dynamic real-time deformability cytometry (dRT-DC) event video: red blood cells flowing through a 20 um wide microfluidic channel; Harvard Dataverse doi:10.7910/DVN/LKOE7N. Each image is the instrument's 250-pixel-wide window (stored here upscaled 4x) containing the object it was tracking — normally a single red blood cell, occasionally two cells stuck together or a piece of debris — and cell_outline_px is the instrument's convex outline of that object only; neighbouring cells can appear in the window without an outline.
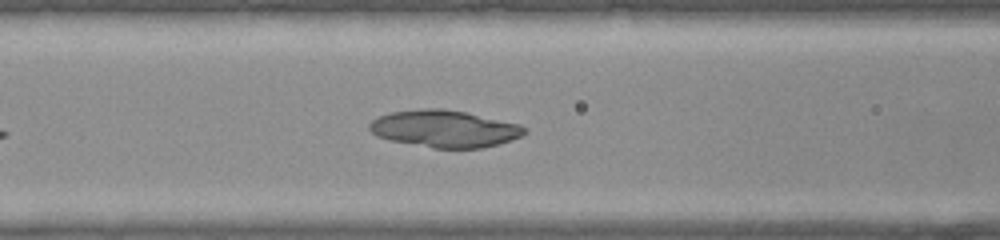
{"species": "common noctule bat (a hibernating species)", "species_latin": "Nyctalus noctula", "temperature_condition": "warm", "stored_images_in_passage": 30, "camera_frame_rate_fps": 3000, "um_per_image_px": 0.085, "animal": {"sex": "female", "body_mass_g": 22.0, "forearm_length_mm": 56.7}, "frame": {"image": 1, "passage_image": 9, "time_ms": 2.667, "image_size_px": [1000, 240], "cell_outline_px": [[528, 132], [512, 140], [500, 144], [480, 148], [432, 148], [388, 140], [376, 136], [368, 128], [368, 124], [372, 120], [380, 116], [392, 112], [424, 108], [440, 108], [464, 112], [520, 124], [528, 128]], "centroid_in_image_um": [37.79, 10.95], "position_along_channel_um": 128.8, "area_um2": 33.58}}
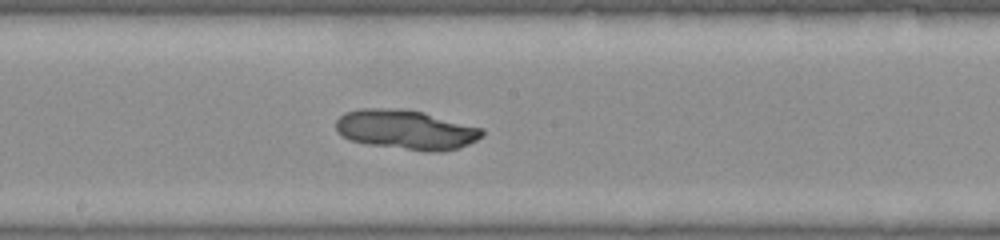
{"frame": {"image": 2, "passage_image": 14, "time_ms": 4.333, "image_size_px": [1000, 240], "cell_outline_px": [[484, 136], [468, 144], [456, 148], [440, 152], [428, 152], [364, 144], [348, 140], [340, 136], [336, 132], [336, 120], [344, 112], [360, 108], [396, 108], [424, 112], [484, 128]], "centroid_in_image_um": [34.48, 11.02], "position_along_channel_um": 213.7, "area_um2": 34.28}}
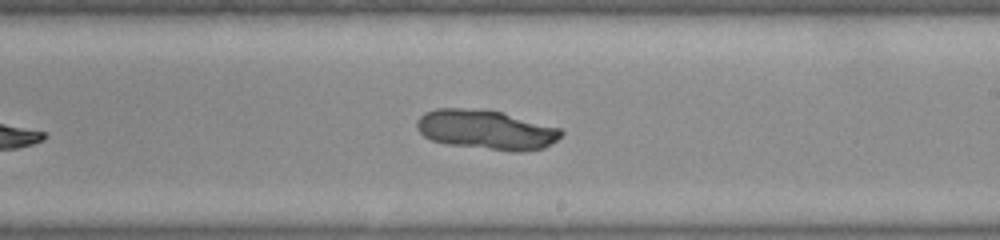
{"frame": {"image": 3, "passage_image": 16, "time_ms": 5.0, "image_size_px": [1000, 240], "cell_outline_px": [[564, 132], [556, 140], [544, 148], [520, 152], [512, 152], [444, 144], [432, 140], [424, 136], [416, 128], [416, 120], [424, 112], [436, 108], [460, 108], [500, 112], [560, 128]], "centroid_in_image_um": [41.28, 11.05], "position_along_channel_um": 247.7, "area_um2": 33.23}}